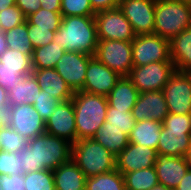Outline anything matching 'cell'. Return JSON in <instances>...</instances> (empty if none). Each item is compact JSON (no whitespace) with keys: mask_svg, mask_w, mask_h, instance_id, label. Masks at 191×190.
Wrapping results in <instances>:
<instances>
[{"mask_svg":"<svg viewBox=\"0 0 191 190\" xmlns=\"http://www.w3.org/2000/svg\"><path fill=\"white\" fill-rule=\"evenodd\" d=\"M24 173L54 170L71 159L72 144L60 137L44 133L28 140L18 152Z\"/></svg>","mask_w":191,"mask_h":190,"instance_id":"cell-1","label":"cell"},{"mask_svg":"<svg viewBox=\"0 0 191 190\" xmlns=\"http://www.w3.org/2000/svg\"><path fill=\"white\" fill-rule=\"evenodd\" d=\"M53 42L63 46L65 51L80 52L95 56L98 37L94 16L62 17Z\"/></svg>","mask_w":191,"mask_h":190,"instance_id":"cell-2","label":"cell"},{"mask_svg":"<svg viewBox=\"0 0 191 190\" xmlns=\"http://www.w3.org/2000/svg\"><path fill=\"white\" fill-rule=\"evenodd\" d=\"M71 100L75 112L76 141L93 138L105 122L108 109L107 97L76 91Z\"/></svg>","mask_w":191,"mask_h":190,"instance_id":"cell-3","label":"cell"},{"mask_svg":"<svg viewBox=\"0 0 191 190\" xmlns=\"http://www.w3.org/2000/svg\"><path fill=\"white\" fill-rule=\"evenodd\" d=\"M71 159L87 178L116 169V156L93 138L75 141Z\"/></svg>","mask_w":191,"mask_h":190,"instance_id":"cell-4","label":"cell"},{"mask_svg":"<svg viewBox=\"0 0 191 190\" xmlns=\"http://www.w3.org/2000/svg\"><path fill=\"white\" fill-rule=\"evenodd\" d=\"M154 34L169 41L191 26V6L176 0H155Z\"/></svg>","mask_w":191,"mask_h":190,"instance_id":"cell-5","label":"cell"},{"mask_svg":"<svg viewBox=\"0 0 191 190\" xmlns=\"http://www.w3.org/2000/svg\"><path fill=\"white\" fill-rule=\"evenodd\" d=\"M175 71L172 61L152 62L144 66H134L128 77L140 93L160 91Z\"/></svg>","mask_w":191,"mask_h":190,"instance_id":"cell-6","label":"cell"},{"mask_svg":"<svg viewBox=\"0 0 191 190\" xmlns=\"http://www.w3.org/2000/svg\"><path fill=\"white\" fill-rule=\"evenodd\" d=\"M95 57L120 77L129 76L133 66L132 42L98 40Z\"/></svg>","mask_w":191,"mask_h":190,"instance_id":"cell-7","label":"cell"},{"mask_svg":"<svg viewBox=\"0 0 191 190\" xmlns=\"http://www.w3.org/2000/svg\"><path fill=\"white\" fill-rule=\"evenodd\" d=\"M133 66L171 61L170 41L156 34L136 35L132 41Z\"/></svg>","mask_w":191,"mask_h":190,"instance_id":"cell-8","label":"cell"},{"mask_svg":"<svg viewBox=\"0 0 191 190\" xmlns=\"http://www.w3.org/2000/svg\"><path fill=\"white\" fill-rule=\"evenodd\" d=\"M98 40H121L132 42L134 30L119 7L95 14Z\"/></svg>","mask_w":191,"mask_h":190,"instance_id":"cell-9","label":"cell"},{"mask_svg":"<svg viewBox=\"0 0 191 190\" xmlns=\"http://www.w3.org/2000/svg\"><path fill=\"white\" fill-rule=\"evenodd\" d=\"M6 124L27 140L46 133L45 121L31 104L9 106Z\"/></svg>","mask_w":191,"mask_h":190,"instance_id":"cell-10","label":"cell"},{"mask_svg":"<svg viewBox=\"0 0 191 190\" xmlns=\"http://www.w3.org/2000/svg\"><path fill=\"white\" fill-rule=\"evenodd\" d=\"M163 92L169 113H191V73L175 71Z\"/></svg>","mask_w":191,"mask_h":190,"instance_id":"cell-11","label":"cell"},{"mask_svg":"<svg viewBox=\"0 0 191 190\" xmlns=\"http://www.w3.org/2000/svg\"><path fill=\"white\" fill-rule=\"evenodd\" d=\"M118 7L136 35L154 33L155 0H119Z\"/></svg>","mask_w":191,"mask_h":190,"instance_id":"cell-12","label":"cell"},{"mask_svg":"<svg viewBox=\"0 0 191 190\" xmlns=\"http://www.w3.org/2000/svg\"><path fill=\"white\" fill-rule=\"evenodd\" d=\"M93 56L80 52L65 51L56 64V71L63 77L73 92L84 87L86 70Z\"/></svg>","mask_w":191,"mask_h":190,"instance_id":"cell-13","label":"cell"},{"mask_svg":"<svg viewBox=\"0 0 191 190\" xmlns=\"http://www.w3.org/2000/svg\"><path fill=\"white\" fill-rule=\"evenodd\" d=\"M46 133L60 137L71 144L76 141L75 112L72 100L63 101L53 111L45 122Z\"/></svg>","mask_w":191,"mask_h":190,"instance_id":"cell-14","label":"cell"},{"mask_svg":"<svg viewBox=\"0 0 191 190\" xmlns=\"http://www.w3.org/2000/svg\"><path fill=\"white\" fill-rule=\"evenodd\" d=\"M120 76L93 56L88 63L81 91L107 97Z\"/></svg>","mask_w":191,"mask_h":190,"instance_id":"cell-15","label":"cell"},{"mask_svg":"<svg viewBox=\"0 0 191 190\" xmlns=\"http://www.w3.org/2000/svg\"><path fill=\"white\" fill-rule=\"evenodd\" d=\"M157 150L144 145L129 143L116 156V169L124 175L128 172L150 168L155 165Z\"/></svg>","mask_w":191,"mask_h":190,"instance_id":"cell-16","label":"cell"},{"mask_svg":"<svg viewBox=\"0 0 191 190\" xmlns=\"http://www.w3.org/2000/svg\"><path fill=\"white\" fill-rule=\"evenodd\" d=\"M131 112L136 122L144 119L163 122L169 114L163 90L139 93Z\"/></svg>","mask_w":191,"mask_h":190,"instance_id":"cell-17","label":"cell"},{"mask_svg":"<svg viewBox=\"0 0 191 190\" xmlns=\"http://www.w3.org/2000/svg\"><path fill=\"white\" fill-rule=\"evenodd\" d=\"M159 180L167 188L174 190L182 177L190 169L185 157L157 154L154 165Z\"/></svg>","mask_w":191,"mask_h":190,"instance_id":"cell-18","label":"cell"},{"mask_svg":"<svg viewBox=\"0 0 191 190\" xmlns=\"http://www.w3.org/2000/svg\"><path fill=\"white\" fill-rule=\"evenodd\" d=\"M191 146V130L162 128L157 154L185 157Z\"/></svg>","mask_w":191,"mask_h":190,"instance_id":"cell-19","label":"cell"},{"mask_svg":"<svg viewBox=\"0 0 191 190\" xmlns=\"http://www.w3.org/2000/svg\"><path fill=\"white\" fill-rule=\"evenodd\" d=\"M41 90L48 92L54 99L63 102L73 98L74 92L55 68L33 69Z\"/></svg>","mask_w":191,"mask_h":190,"instance_id":"cell-20","label":"cell"},{"mask_svg":"<svg viewBox=\"0 0 191 190\" xmlns=\"http://www.w3.org/2000/svg\"><path fill=\"white\" fill-rule=\"evenodd\" d=\"M56 190H85L86 176L70 159L53 170Z\"/></svg>","mask_w":191,"mask_h":190,"instance_id":"cell-21","label":"cell"},{"mask_svg":"<svg viewBox=\"0 0 191 190\" xmlns=\"http://www.w3.org/2000/svg\"><path fill=\"white\" fill-rule=\"evenodd\" d=\"M139 91L128 76L118 79L107 95L108 104L116 109L131 111L137 102Z\"/></svg>","mask_w":191,"mask_h":190,"instance_id":"cell-22","label":"cell"},{"mask_svg":"<svg viewBox=\"0 0 191 190\" xmlns=\"http://www.w3.org/2000/svg\"><path fill=\"white\" fill-rule=\"evenodd\" d=\"M170 55L176 71L191 73V26L170 40Z\"/></svg>","mask_w":191,"mask_h":190,"instance_id":"cell-23","label":"cell"},{"mask_svg":"<svg viewBox=\"0 0 191 190\" xmlns=\"http://www.w3.org/2000/svg\"><path fill=\"white\" fill-rule=\"evenodd\" d=\"M7 92L9 106H17L21 104L33 105L34 101L39 96V92H41V86L31 73L23 76L19 83H15L13 88H10Z\"/></svg>","mask_w":191,"mask_h":190,"instance_id":"cell-24","label":"cell"},{"mask_svg":"<svg viewBox=\"0 0 191 190\" xmlns=\"http://www.w3.org/2000/svg\"><path fill=\"white\" fill-rule=\"evenodd\" d=\"M163 122L144 119L135 123L129 134V143L144 145L157 150Z\"/></svg>","mask_w":191,"mask_h":190,"instance_id":"cell-25","label":"cell"},{"mask_svg":"<svg viewBox=\"0 0 191 190\" xmlns=\"http://www.w3.org/2000/svg\"><path fill=\"white\" fill-rule=\"evenodd\" d=\"M93 139L117 156L129 144V136L115 126H107L105 121L96 131Z\"/></svg>","mask_w":191,"mask_h":190,"instance_id":"cell-26","label":"cell"},{"mask_svg":"<svg viewBox=\"0 0 191 190\" xmlns=\"http://www.w3.org/2000/svg\"><path fill=\"white\" fill-rule=\"evenodd\" d=\"M63 46L50 42L38 48H34L32 55L33 69L55 68L58 60L63 56Z\"/></svg>","mask_w":191,"mask_h":190,"instance_id":"cell-27","label":"cell"},{"mask_svg":"<svg viewBox=\"0 0 191 190\" xmlns=\"http://www.w3.org/2000/svg\"><path fill=\"white\" fill-rule=\"evenodd\" d=\"M123 177L126 190H150L159 184L154 166L125 173Z\"/></svg>","mask_w":191,"mask_h":190,"instance_id":"cell-28","label":"cell"},{"mask_svg":"<svg viewBox=\"0 0 191 190\" xmlns=\"http://www.w3.org/2000/svg\"><path fill=\"white\" fill-rule=\"evenodd\" d=\"M85 190H126L124 177L117 169L88 177Z\"/></svg>","mask_w":191,"mask_h":190,"instance_id":"cell-29","label":"cell"},{"mask_svg":"<svg viewBox=\"0 0 191 190\" xmlns=\"http://www.w3.org/2000/svg\"><path fill=\"white\" fill-rule=\"evenodd\" d=\"M4 33L6 35L7 48L19 50L30 56L33 55L34 48L28 37L27 21Z\"/></svg>","mask_w":191,"mask_h":190,"instance_id":"cell-30","label":"cell"},{"mask_svg":"<svg viewBox=\"0 0 191 190\" xmlns=\"http://www.w3.org/2000/svg\"><path fill=\"white\" fill-rule=\"evenodd\" d=\"M29 24H35V28H51V31L56 32L62 21L60 11H50L40 8L37 12L26 17Z\"/></svg>","mask_w":191,"mask_h":190,"instance_id":"cell-31","label":"cell"},{"mask_svg":"<svg viewBox=\"0 0 191 190\" xmlns=\"http://www.w3.org/2000/svg\"><path fill=\"white\" fill-rule=\"evenodd\" d=\"M25 190H56L53 170L24 173Z\"/></svg>","mask_w":191,"mask_h":190,"instance_id":"cell-32","label":"cell"},{"mask_svg":"<svg viewBox=\"0 0 191 190\" xmlns=\"http://www.w3.org/2000/svg\"><path fill=\"white\" fill-rule=\"evenodd\" d=\"M106 115L107 126L120 128L129 136L136 123L131 111L116 109L108 104Z\"/></svg>","mask_w":191,"mask_h":190,"instance_id":"cell-33","label":"cell"},{"mask_svg":"<svg viewBox=\"0 0 191 190\" xmlns=\"http://www.w3.org/2000/svg\"><path fill=\"white\" fill-rule=\"evenodd\" d=\"M28 145V140L7 124L0 126L2 151L18 153Z\"/></svg>","mask_w":191,"mask_h":190,"instance_id":"cell-34","label":"cell"},{"mask_svg":"<svg viewBox=\"0 0 191 190\" xmlns=\"http://www.w3.org/2000/svg\"><path fill=\"white\" fill-rule=\"evenodd\" d=\"M61 15L66 16H95L90 0H61Z\"/></svg>","mask_w":191,"mask_h":190,"instance_id":"cell-35","label":"cell"},{"mask_svg":"<svg viewBox=\"0 0 191 190\" xmlns=\"http://www.w3.org/2000/svg\"><path fill=\"white\" fill-rule=\"evenodd\" d=\"M33 68H10L0 62V86L7 91L19 83L23 76L31 74Z\"/></svg>","mask_w":191,"mask_h":190,"instance_id":"cell-36","label":"cell"},{"mask_svg":"<svg viewBox=\"0 0 191 190\" xmlns=\"http://www.w3.org/2000/svg\"><path fill=\"white\" fill-rule=\"evenodd\" d=\"M0 62L10 68H33L32 56L9 48L0 56Z\"/></svg>","mask_w":191,"mask_h":190,"instance_id":"cell-37","label":"cell"},{"mask_svg":"<svg viewBox=\"0 0 191 190\" xmlns=\"http://www.w3.org/2000/svg\"><path fill=\"white\" fill-rule=\"evenodd\" d=\"M25 21V15L16 5L0 11V31H9Z\"/></svg>","mask_w":191,"mask_h":190,"instance_id":"cell-38","label":"cell"},{"mask_svg":"<svg viewBox=\"0 0 191 190\" xmlns=\"http://www.w3.org/2000/svg\"><path fill=\"white\" fill-rule=\"evenodd\" d=\"M59 103L60 101L54 99L52 96L49 95L48 92L41 90V92H39V96L34 101L33 107L46 122Z\"/></svg>","mask_w":191,"mask_h":190,"instance_id":"cell-39","label":"cell"},{"mask_svg":"<svg viewBox=\"0 0 191 190\" xmlns=\"http://www.w3.org/2000/svg\"><path fill=\"white\" fill-rule=\"evenodd\" d=\"M27 30L33 48H38L53 42L55 32L51 31V28H35V24H29L27 22Z\"/></svg>","mask_w":191,"mask_h":190,"instance_id":"cell-40","label":"cell"},{"mask_svg":"<svg viewBox=\"0 0 191 190\" xmlns=\"http://www.w3.org/2000/svg\"><path fill=\"white\" fill-rule=\"evenodd\" d=\"M0 174H23L18 153L0 151Z\"/></svg>","mask_w":191,"mask_h":190,"instance_id":"cell-41","label":"cell"},{"mask_svg":"<svg viewBox=\"0 0 191 190\" xmlns=\"http://www.w3.org/2000/svg\"><path fill=\"white\" fill-rule=\"evenodd\" d=\"M163 128L191 130V113L180 115L169 113L163 121Z\"/></svg>","mask_w":191,"mask_h":190,"instance_id":"cell-42","label":"cell"},{"mask_svg":"<svg viewBox=\"0 0 191 190\" xmlns=\"http://www.w3.org/2000/svg\"><path fill=\"white\" fill-rule=\"evenodd\" d=\"M0 190H25L24 174H0Z\"/></svg>","mask_w":191,"mask_h":190,"instance_id":"cell-43","label":"cell"},{"mask_svg":"<svg viewBox=\"0 0 191 190\" xmlns=\"http://www.w3.org/2000/svg\"><path fill=\"white\" fill-rule=\"evenodd\" d=\"M15 5L23 12L25 17L37 12L41 8L39 0H15Z\"/></svg>","mask_w":191,"mask_h":190,"instance_id":"cell-44","label":"cell"},{"mask_svg":"<svg viewBox=\"0 0 191 190\" xmlns=\"http://www.w3.org/2000/svg\"><path fill=\"white\" fill-rule=\"evenodd\" d=\"M90 3L96 13L119 6V0H90Z\"/></svg>","mask_w":191,"mask_h":190,"instance_id":"cell-45","label":"cell"},{"mask_svg":"<svg viewBox=\"0 0 191 190\" xmlns=\"http://www.w3.org/2000/svg\"><path fill=\"white\" fill-rule=\"evenodd\" d=\"M41 7L50 11H61V0H39Z\"/></svg>","mask_w":191,"mask_h":190,"instance_id":"cell-46","label":"cell"},{"mask_svg":"<svg viewBox=\"0 0 191 190\" xmlns=\"http://www.w3.org/2000/svg\"><path fill=\"white\" fill-rule=\"evenodd\" d=\"M174 190H191V169L182 177L180 183Z\"/></svg>","mask_w":191,"mask_h":190,"instance_id":"cell-47","label":"cell"},{"mask_svg":"<svg viewBox=\"0 0 191 190\" xmlns=\"http://www.w3.org/2000/svg\"><path fill=\"white\" fill-rule=\"evenodd\" d=\"M8 92L2 86H0V113H7L9 107Z\"/></svg>","mask_w":191,"mask_h":190,"instance_id":"cell-48","label":"cell"},{"mask_svg":"<svg viewBox=\"0 0 191 190\" xmlns=\"http://www.w3.org/2000/svg\"><path fill=\"white\" fill-rule=\"evenodd\" d=\"M7 50L6 35L0 31V56Z\"/></svg>","mask_w":191,"mask_h":190,"instance_id":"cell-49","label":"cell"},{"mask_svg":"<svg viewBox=\"0 0 191 190\" xmlns=\"http://www.w3.org/2000/svg\"><path fill=\"white\" fill-rule=\"evenodd\" d=\"M15 5V0H0V11Z\"/></svg>","mask_w":191,"mask_h":190,"instance_id":"cell-50","label":"cell"},{"mask_svg":"<svg viewBox=\"0 0 191 190\" xmlns=\"http://www.w3.org/2000/svg\"><path fill=\"white\" fill-rule=\"evenodd\" d=\"M150 190H172V189L167 188L163 184H157L153 188H151Z\"/></svg>","mask_w":191,"mask_h":190,"instance_id":"cell-51","label":"cell"},{"mask_svg":"<svg viewBox=\"0 0 191 190\" xmlns=\"http://www.w3.org/2000/svg\"><path fill=\"white\" fill-rule=\"evenodd\" d=\"M185 158H186L187 163H188V165H189V167H190V169H191V146H190V148L188 149V152H187Z\"/></svg>","mask_w":191,"mask_h":190,"instance_id":"cell-52","label":"cell"},{"mask_svg":"<svg viewBox=\"0 0 191 190\" xmlns=\"http://www.w3.org/2000/svg\"><path fill=\"white\" fill-rule=\"evenodd\" d=\"M6 124V113H0V126Z\"/></svg>","mask_w":191,"mask_h":190,"instance_id":"cell-53","label":"cell"},{"mask_svg":"<svg viewBox=\"0 0 191 190\" xmlns=\"http://www.w3.org/2000/svg\"><path fill=\"white\" fill-rule=\"evenodd\" d=\"M176 1H179V2L184 3V4H188L191 6V0H176Z\"/></svg>","mask_w":191,"mask_h":190,"instance_id":"cell-54","label":"cell"}]
</instances>
